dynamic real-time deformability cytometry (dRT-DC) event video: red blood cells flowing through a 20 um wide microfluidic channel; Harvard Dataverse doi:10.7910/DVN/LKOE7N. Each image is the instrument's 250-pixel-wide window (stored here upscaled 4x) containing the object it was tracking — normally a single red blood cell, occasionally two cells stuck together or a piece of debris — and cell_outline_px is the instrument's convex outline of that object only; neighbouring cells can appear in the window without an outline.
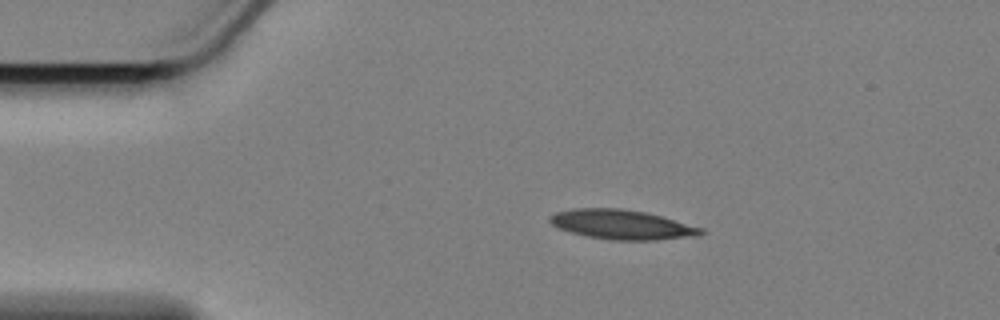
{"species": "Egyptian fruit bat (a non-hibernating species)", "species_latin": "Rousettus aegyptiacus", "temperature_condition": "cold", "stored_images_in_passage": 46, "camera_frame_rate_fps": 3000, "um_per_image_px": 0.085, "animal": {"sex": "female"}, "frame": {"image": 1, "passage_image": 7, "time_ms": 2.0, "image_size_px": [1000, 320], "cell_outline_px": [[704, 232], [684, 236], [656, 240], [612, 240], [588, 236], [572, 232], [560, 228], [552, 224], [548, 220], [548, 216], [556, 212], [576, 208], [620, 208], [644, 212], [660, 216], [704, 228]], "centroid_in_image_um": [52.78, 19.07], "position_along_channel_um": 32.2, "area_um2": 25.43}}
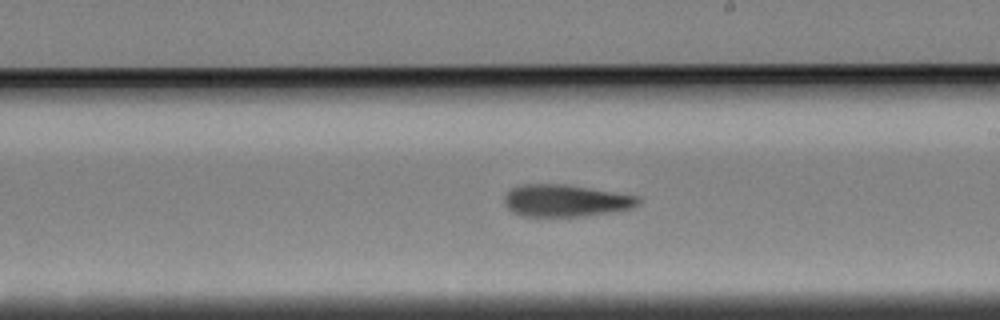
{"frame": {"image": 2, "passage_image": 29, "time_ms": 9.333, "image_size_px": [1000, 320], "cell_outline_px": [[640, 204], [636, 208], [612, 212], [580, 216], [520, 216], [512, 212], [504, 204], [504, 196], [512, 188], [520, 184], [568, 184], [640, 196]], "centroid_in_image_um": [48.11, 17.05], "position_along_channel_um": 240.9, "area_um2": 25.37}}
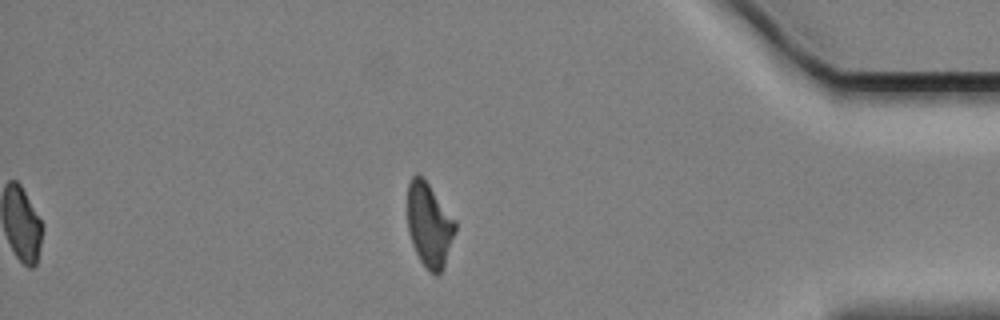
{"frame": {"image": 3, "passage_image": 46, "time_ms": 15.0, "image_size_px": [1000, 320], "cell_outline_px": [[456, 232], [440, 276], [436, 276], [428, 272], [420, 260], [412, 244], [408, 228], [408, 184], [412, 176], [416, 172], [424, 176], [456, 220]], "centroid_in_image_um": [36.5, 19.1], "position_along_channel_um": 398.7, "area_um2": 23.87}, "authors_computed_cell_mechanics": {"area_um2": 25.143, "velocity_mm_per_s": 3.4016, "shape_relaxation_time_tau1_ms": 10.5595, "shape_relaxation_time_tau2_ms": 9.847, "deformation_change_tau1": 0.2133, "deformation_change_tau2": 0.2015}}